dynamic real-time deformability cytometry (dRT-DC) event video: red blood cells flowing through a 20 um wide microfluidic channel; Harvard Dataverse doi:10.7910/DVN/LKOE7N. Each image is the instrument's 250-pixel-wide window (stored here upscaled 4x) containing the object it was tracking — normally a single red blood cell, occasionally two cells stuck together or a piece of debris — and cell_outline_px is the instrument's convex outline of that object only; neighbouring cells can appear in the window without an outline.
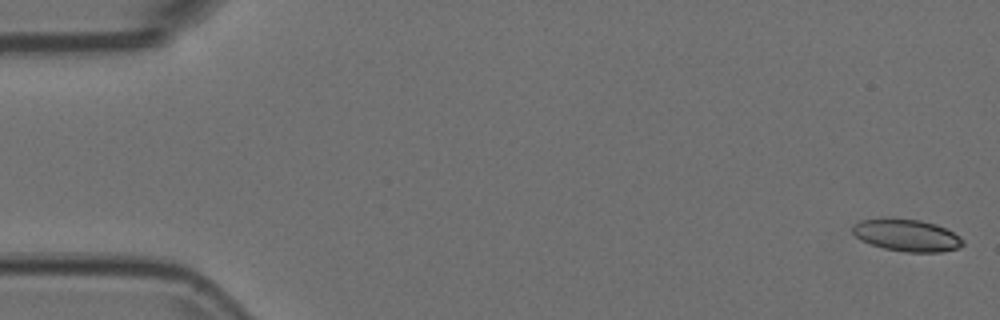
{"species": "Egyptian fruit bat (a non-hibernating species)", "species_latin": "Rousettus aegyptiacus", "temperature_condition": "room temperature", "stored_images_in_passage": 23, "camera_frame_rate_fps": 3000, "um_per_image_px": 0.085, "animal": {"sex": "female"}, "frame": {"image": 1, "passage_image": 1, "time_ms": 0.0, "image_size_px": [1000, 320], "cell_outline_px": [[964, 244], [960, 248], [940, 252], [904, 252], [884, 248], [860, 240], [852, 232], [852, 224], [860, 220], [884, 216], [920, 220], [936, 224], [960, 236], [964, 240]], "centroid_in_image_um": [77.04, 19.97], "position_along_channel_um": 8.0, "area_um2": 21.1}}
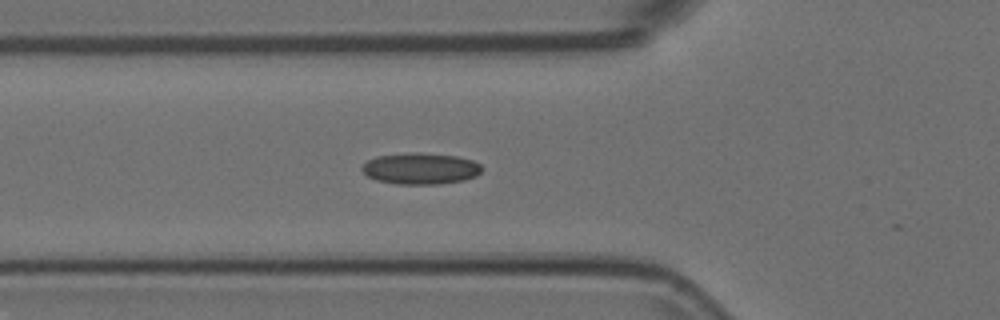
{"frame": {"image": 2, "passage_image": 19, "time_ms": 6.0, "image_size_px": [1000, 320], "cell_outline_px": [[484, 168], [476, 176], [464, 180], [440, 184], [396, 184], [376, 180], [368, 176], [360, 168], [368, 160], [376, 156], [416, 152], [420, 152], [456, 156], [472, 160], [480, 164]], "centroid_in_image_um": [35.76, 14.33], "position_along_channel_um": 90.0, "area_um2": 21.96}}
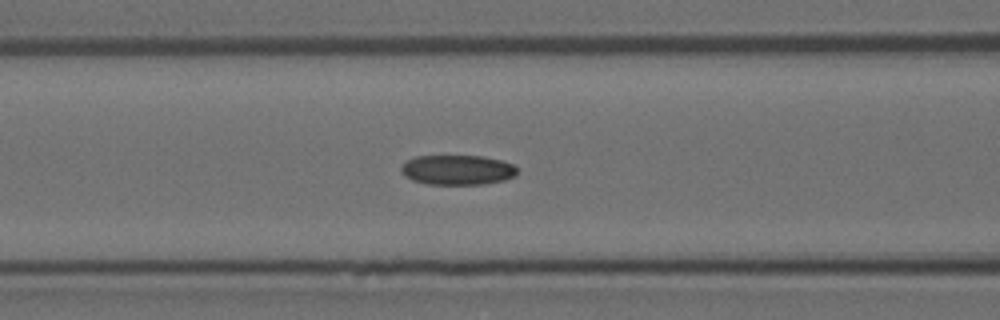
{"frame": {"image": 3, "passage_image": 22, "time_ms": 7.0, "image_size_px": [1000, 320], "cell_outline_px": [[516, 176], [504, 180], [484, 184], [428, 184], [412, 180], [404, 176], [400, 172], [400, 168], [404, 160], [416, 156], [484, 156], [500, 160], [512, 164], [516, 168]], "centroid_in_image_um": [38.83, 14.44], "position_along_channel_um": 127.8, "area_um2": 20.35}}